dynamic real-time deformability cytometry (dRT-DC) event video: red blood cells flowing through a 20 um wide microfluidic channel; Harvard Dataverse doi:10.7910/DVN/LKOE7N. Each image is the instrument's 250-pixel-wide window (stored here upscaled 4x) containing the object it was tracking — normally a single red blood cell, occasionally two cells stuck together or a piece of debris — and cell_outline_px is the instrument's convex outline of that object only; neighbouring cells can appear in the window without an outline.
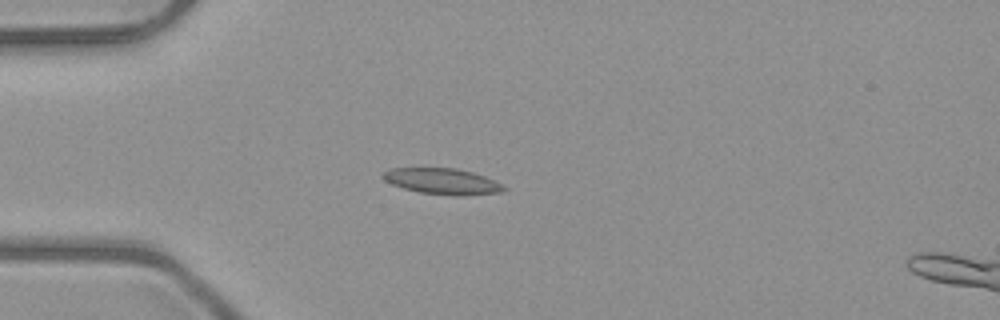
{"species": "common noctule bat (a hibernating species)", "species_latin": "Nyctalus noctula", "temperature_condition": "room temperature", "stored_images_in_passage": 38, "camera_frame_rate_fps": 3000, "um_per_image_px": 0.085, "animal": {"sex": "male", "body_mass_g": 23.1, "forearm_length_mm": 52.7}, "frame": {"image": 1, "passage_image": 1, "time_ms": 0.0, "image_size_px": [1000, 320], "cell_outline_px": [[508, 188], [504, 192], [460, 196], [420, 192], [404, 188], [392, 184], [384, 180], [380, 176], [384, 172], [392, 168], [456, 168], [472, 172], [484, 176], [504, 184]], "centroid_in_image_um": [37.65, 15.41], "position_along_channel_um": 47.4, "area_um2": 18.32}}
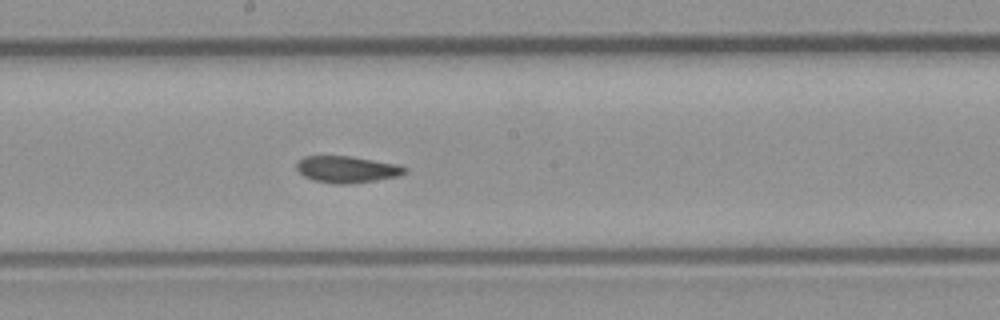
{"frame": {"image": 2, "passage_image": 15, "time_ms": 4.667, "image_size_px": [1000, 320], "cell_outline_px": [[408, 172], [396, 176], [376, 180], [352, 184], [332, 184], [316, 180], [304, 176], [296, 168], [296, 164], [304, 156], [352, 156], [396, 164], [408, 168]], "centroid_in_image_um": [29.5, 14.4], "position_along_channel_um": 218.7, "area_um2": 16.76}}
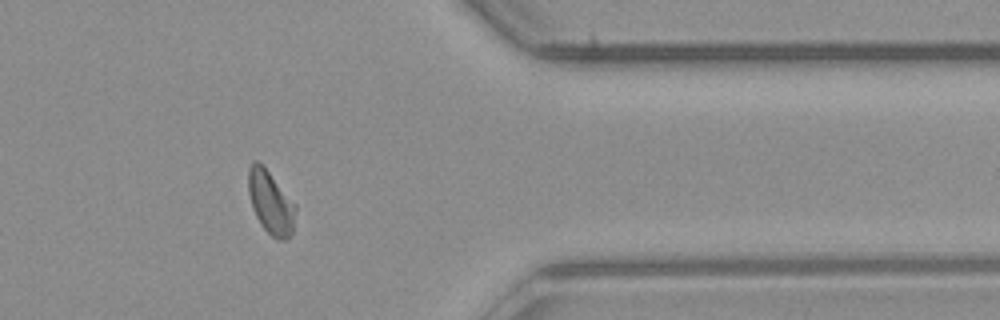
{"frame": {"image": 3, "passage_image": 29, "time_ms": 9.333, "image_size_px": [1000, 320], "cell_outline_px": [[296, 208], [292, 232], [284, 240], [276, 240], [260, 224], [252, 208], [248, 192], [248, 168], [252, 160], [256, 160], [268, 172], [296, 204]], "centroid_in_image_um": [22.98, 17.21], "position_along_channel_um": 388.4, "area_um2": 17.17}, "authors_computed_cell_mechanics": {"area_um2": 17.0799, "velocity_mm_per_s": 4.0183, "shape_relaxation_time_tau1_ms": 8.3981, "shape_relaxation_time_tau2_ms": 2.5102, "deformation_change_tau1": 0.1844, "deformation_change_tau2": 0.0571}}